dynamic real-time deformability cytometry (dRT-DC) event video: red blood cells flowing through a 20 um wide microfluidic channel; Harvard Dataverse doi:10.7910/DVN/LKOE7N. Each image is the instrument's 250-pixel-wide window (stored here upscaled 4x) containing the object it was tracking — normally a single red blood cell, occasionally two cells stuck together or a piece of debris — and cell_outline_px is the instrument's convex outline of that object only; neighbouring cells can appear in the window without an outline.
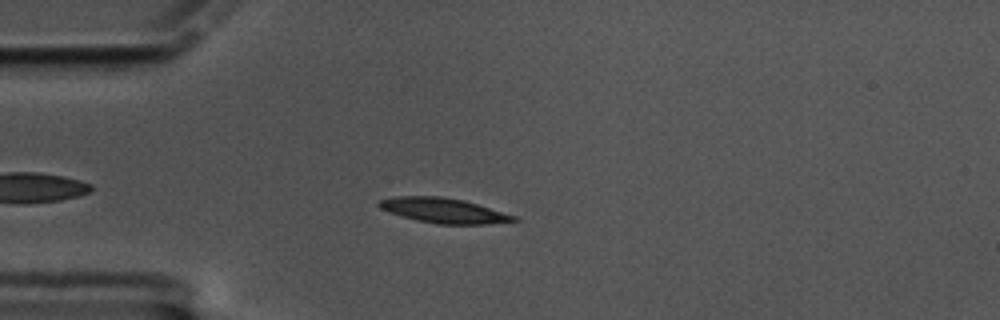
{"species": "common noctule bat (a hibernating species)", "species_latin": "Nyctalus noctula", "temperature_condition": "cold", "stored_images_in_passage": 51, "camera_frame_rate_fps": 3000, "um_per_image_px": 0.085, "animal": {"sex": "male", "body_mass_g": 17.5, "forearm_length_mm": 52.3}, "frame": {"image": 1, "passage_image": 7, "time_ms": 2.0, "image_size_px": [1000, 320], "cell_outline_px": [[520, 220], [484, 224], [436, 224], [416, 220], [380, 208], [376, 204], [380, 200], [396, 196], [440, 196], [464, 200], [516, 216]], "centroid_in_image_um": [37.71, 17.89], "position_along_channel_um": 47.3, "area_um2": 19.31}}
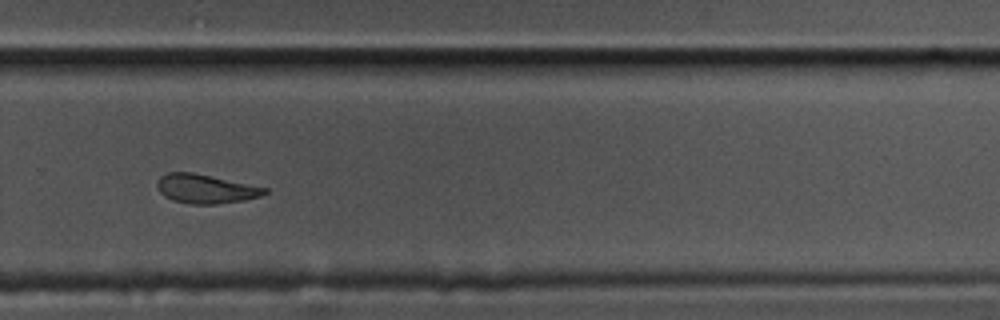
{"frame": {"image": 2, "passage_image": 32, "time_ms": 10.333, "image_size_px": [1000, 320], "cell_outline_px": [[268, 192], [260, 196], [244, 200], [216, 204], [188, 204], [172, 200], [164, 196], [160, 192], [156, 184], [160, 176], [168, 172], [192, 172], [268, 188]], "centroid_in_image_um": [17.45, 16.05], "position_along_channel_um": 312.3, "area_um2": 18.15}}
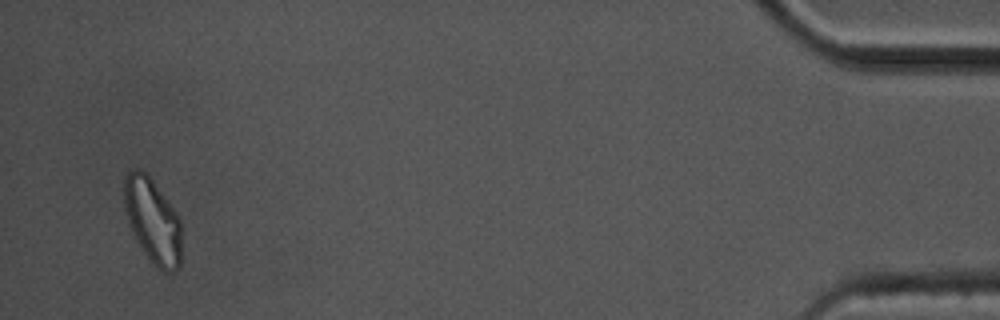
{"frame": {"image": 3, "passage_image": 49, "time_ms": 16.0, "image_size_px": [1000, 320], "cell_outline_px": [[180, 268], [176, 272], [164, 272], [152, 264], [136, 240], [132, 232], [128, 220], [124, 204], [124, 176], [132, 168], [140, 168], [152, 180], [176, 212], [180, 220]], "centroid_in_image_um": [12.97, 18.78], "position_along_channel_um": 422.2, "area_um2": 28.26}, "authors_computed_cell_mechanics": {"area_um2": 19.0162, "velocity_mm_per_s": 3.367, "shape_relaxation_time_tau1_ms": 4.0207, "shape_relaxation_time_tau2_ms": 6.0558, "deformation_change_tau1": 0.1332, "deformation_change_tau2": 0.1153}}